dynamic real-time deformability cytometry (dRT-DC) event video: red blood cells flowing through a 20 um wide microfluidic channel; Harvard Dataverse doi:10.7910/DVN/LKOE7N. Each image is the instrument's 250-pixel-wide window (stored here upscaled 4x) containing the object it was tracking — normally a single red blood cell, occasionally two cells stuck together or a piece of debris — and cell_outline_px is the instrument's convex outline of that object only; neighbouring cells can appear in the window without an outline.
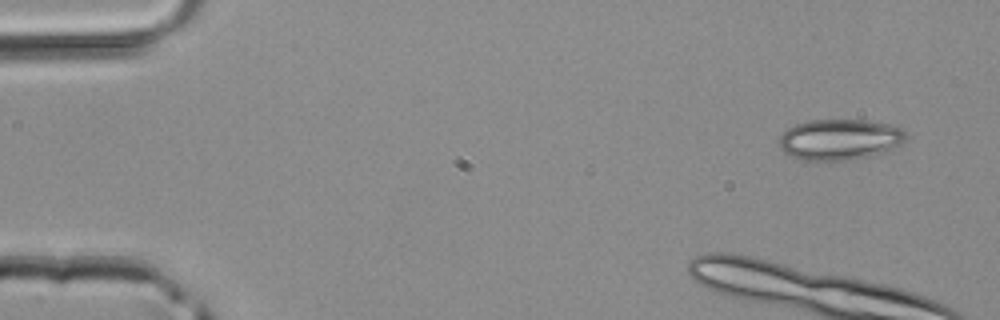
{"species": "common noctule bat (a hibernating species)", "species_latin": "Nyctalus noctula", "temperature_condition": "room temperature", "stored_images_in_passage": 5, "camera_frame_rate_fps": 3000, "um_per_image_px": 0.085, "animal": {"sex": "male", "body_mass_g": 20.4}, "frame": {"image": 1, "passage_image": 1, "time_ms": 0.0, "image_size_px": [1000, 320], "cell_outline_px": [[904, 140], [900, 144], [888, 152], [852, 160], [804, 160], [788, 156], [784, 152], [780, 144], [780, 136], [788, 128], [796, 124], [808, 120], [864, 120], [892, 124], [904, 128]], "centroid_in_image_um": [71.4, 11.86], "position_along_channel_um": 13.6, "area_um2": 30.35}}